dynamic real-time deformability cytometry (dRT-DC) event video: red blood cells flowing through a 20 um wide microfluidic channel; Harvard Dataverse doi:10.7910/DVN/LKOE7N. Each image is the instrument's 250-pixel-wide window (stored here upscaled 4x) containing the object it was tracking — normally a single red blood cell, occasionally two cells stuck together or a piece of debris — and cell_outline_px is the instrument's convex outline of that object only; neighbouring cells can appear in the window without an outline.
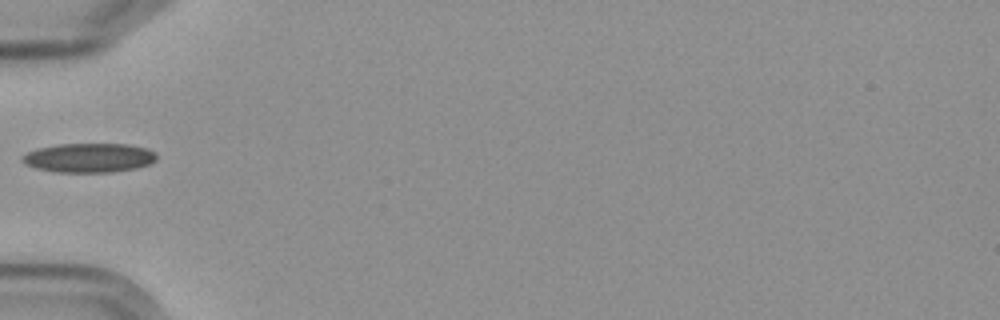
{"species": "Egyptian fruit bat (a non-hibernating species)", "species_latin": "Rousettus aegyptiacus", "temperature_condition": "cold", "stored_images_in_passage": 1, "camera_frame_rate_fps": 3000, "um_per_image_px": 0.085, "frame": {"image": 1, "passage_image": 1, "time_ms": 0.0, "image_size_px": [1000, 320], "cell_outline_px": [[156, 160], [148, 164], [136, 168], [112, 172], [56, 172], [36, 168], [24, 164], [20, 160], [20, 156], [36, 148], [60, 144], [128, 144], [148, 148], [156, 152]], "centroid_in_image_um": [7.54, 13.41], "position_along_channel_um": 77.5, "area_um2": 23.06}}